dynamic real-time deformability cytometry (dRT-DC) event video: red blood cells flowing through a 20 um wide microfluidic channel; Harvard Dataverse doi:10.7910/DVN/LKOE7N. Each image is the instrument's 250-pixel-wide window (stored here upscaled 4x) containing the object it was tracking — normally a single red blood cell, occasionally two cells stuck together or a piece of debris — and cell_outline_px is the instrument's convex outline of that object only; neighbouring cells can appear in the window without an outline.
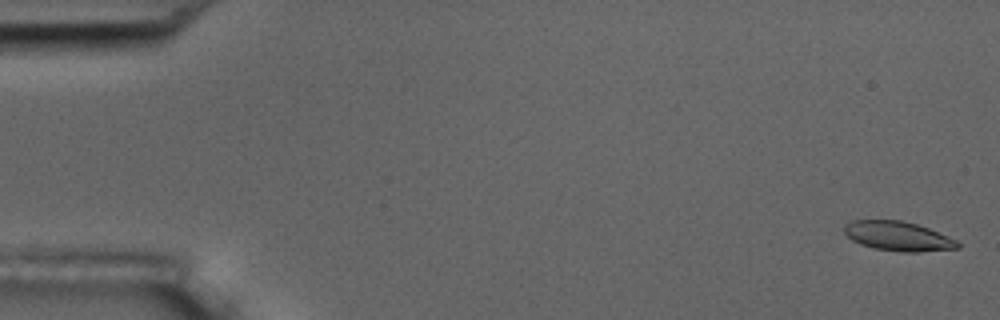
{"species": "common noctule bat (a hibernating species)", "species_latin": "Nyctalus noctula", "temperature_condition": "room temperature", "stored_images_in_passage": 57, "camera_frame_rate_fps": 3000, "um_per_image_px": 0.085, "animal": {"sex": "male", "body_mass_g": 17.5, "forearm_length_mm": 52.3}, "frame": {"image": 1, "passage_image": 2, "time_ms": 0.333, "image_size_px": [1000, 320], "cell_outline_px": [[960, 248], [916, 252], [904, 252], [876, 248], [860, 244], [852, 240], [844, 232], [844, 224], [852, 220], [900, 220], [916, 224], [928, 228], [956, 240], [960, 244]], "centroid_in_image_um": [76.31, 20.07], "position_along_channel_um": 8.7, "area_um2": 19.25}}
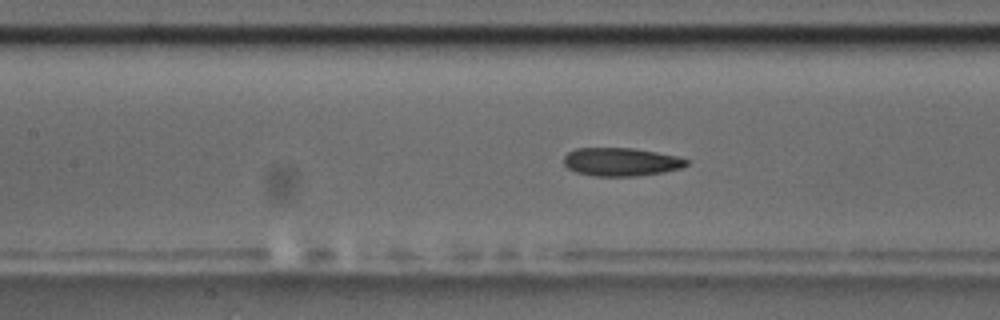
{"frame": {"image": 2, "passage_image": 26, "time_ms": 8.333, "image_size_px": [1000, 320], "cell_outline_px": [[688, 164], [680, 168], [664, 172], [636, 176], [592, 176], [576, 172], [568, 168], [564, 164], [564, 156], [568, 152], [576, 148], [632, 148], [656, 152], [676, 156], [688, 160]], "centroid_in_image_um": [52.76, 13.76], "position_along_channel_um": 154.6, "area_um2": 20.17}}
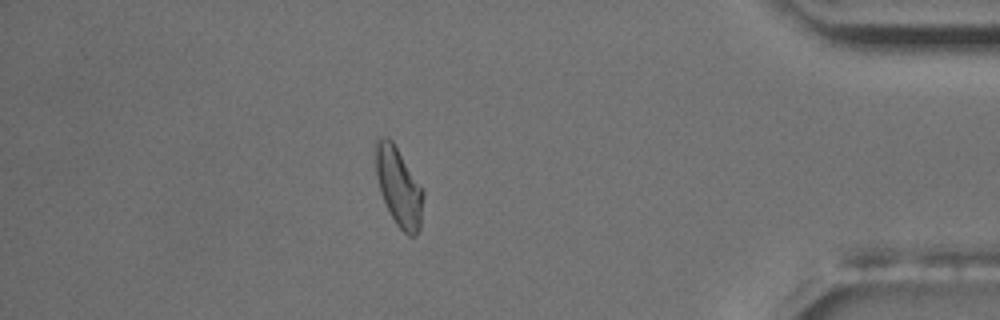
{"frame": {"image": 3, "passage_image": 50, "time_ms": 16.333, "image_size_px": [1000, 320], "cell_outline_px": [[424, 196], [420, 228], [416, 236], [408, 236], [396, 224], [380, 192], [376, 176], [372, 148], [372, 144], [376, 136], [384, 136], [392, 140], [424, 192]], "centroid_in_image_um": [33.83, 15.81], "position_along_channel_um": 401.4, "area_um2": 22.2}, "authors_computed_cell_mechanics": {"area_um2": 20.6346, "velocity_mm_per_s": 3.5855, "shape_relaxation_time_tau1_ms": 8.8798, "shape_relaxation_time_tau2_ms": 3.1515, "deformation_change_tau1": 0.1614, "deformation_change_tau2": 0.0914}}